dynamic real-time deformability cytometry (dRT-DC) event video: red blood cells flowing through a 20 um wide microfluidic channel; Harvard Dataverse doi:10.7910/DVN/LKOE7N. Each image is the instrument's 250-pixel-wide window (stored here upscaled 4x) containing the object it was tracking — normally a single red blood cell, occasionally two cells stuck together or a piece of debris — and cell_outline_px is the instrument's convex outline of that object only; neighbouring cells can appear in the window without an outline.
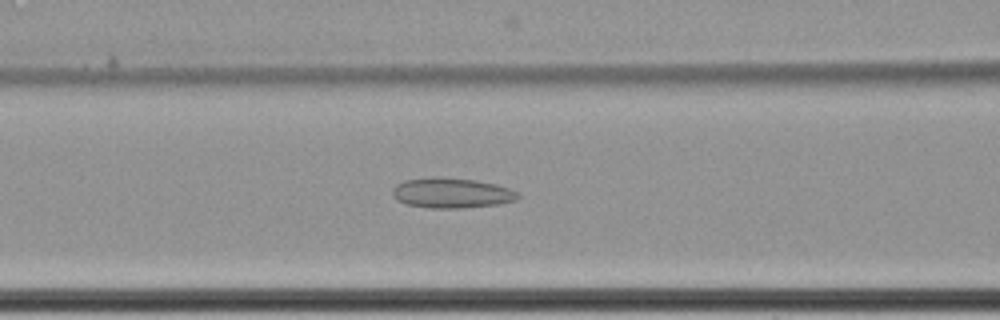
{"species": "common noctule bat (a hibernating species)", "species_latin": "Nyctalus noctula", "temperature_condition": "cold", "stored_images_in_passage": 65, "camera_frame_rate_fps": 3000, "um_per_image_px": 0.085, "animal": {"sex": "female", "body_mass_g": 22.7, "forearm_length_mm": 54.2}, "frame": {"image": 1, "passage_image": 31, "time_ms": 10.0, "image_size_px": [1000, 320], "cell_outline_px": [[520, 196], [516, 200], [500, 204], [460, 208], [428, 208], [408, 204], [396, 200], [392, 192], [396, 184], [404, 180], [432, 176], [436, 176], [476, 180], [496, 184], [508, 188], [516, 192]], "centroid_in_image_um": [38.37, 16.39], "position_along_channel_um": 128.2, "area_um2": 22.14}}
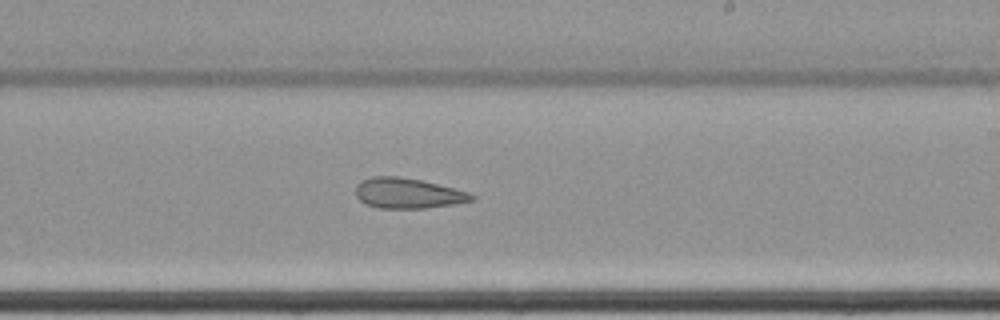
{"frame": {"image": 2, "passage_image": 42, "time_ms": 13.667, "image_size_px": [1000, 320], "cell_outline_px": [[476, 200], [452, 204], [424, 208], [380, 208], [368, 204], [360, 200], [356, 196], [356, 184], [360, 180], [372, 176], [400, 176], [420, 180], [468, 192], [476, 196]], "centroid_in_image_um": [34.64, 16.42], "position_along_channel_um": 254.4, "area_um2": 20.35}}
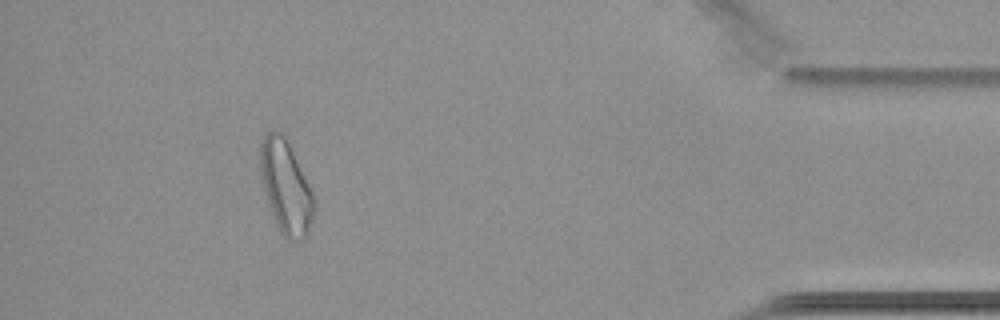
{"frame": {"image": 3, "passage_image": 60, "time_ms": 19.667, "image_size_px": [1000, 320], "cell_outline_px": [[316, 208], [308, 232], [304, 236], [296, 240], [288, 240], [280, 232], [276, 224], [264, 192], [260, 168], [260, 144], [264, 136], [268, 132], [284, 132], [288, 140], [316, 200]], "centroid_in_image_um": [24.31, 15.88], "position_along_channel_um": 410.9, "area_um2": 29.07}, "authors_computed_cell_mechanics": {"area_um2": 26.1256, "velocity_mm_per_s": 3.4423, "shape_relaxation_time_tau1_ms": null, "shape_relaxation_time_tau2_ms": 4.8327, "deformation_change_tau1": null, "deformation_change_tau2": 0.1244}}